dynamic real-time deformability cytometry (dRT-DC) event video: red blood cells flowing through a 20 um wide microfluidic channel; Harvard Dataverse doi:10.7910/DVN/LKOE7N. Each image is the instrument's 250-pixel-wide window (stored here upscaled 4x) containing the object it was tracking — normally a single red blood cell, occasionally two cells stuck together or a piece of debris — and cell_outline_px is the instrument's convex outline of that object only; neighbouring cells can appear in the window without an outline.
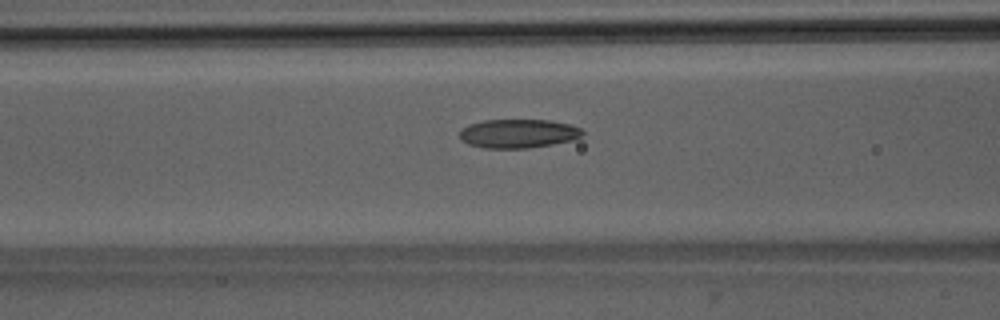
{"species": "Egyptian fruit bat (a non-hibernating species)", "species_latin": "Rousettus aegyptiacus", "temperature_condition": "room temperature", "stored_images_in_passage": 52, "camera_frame_rate_fps": 3000, "um_per_image_px": 0.085, "animal": {"sex": "male"}, "frame": {"image": 1, "passage_image": 22, "time_ms": 7.0, "image_size_px": [1000, 320], "cell_outline_px": [[584, 132], [580, 136], [572, 140], [552, 144], [528, 148], [484, 148], [468, 144], [460, 136], [460, 128], [468, 124], [484, 120], [548, 120], [568, 124], [580, 128]], "centroid_in_image_um": [44.02, 11.35], "position_along_channel_um": 122.6, "area_um2": 20.52}}
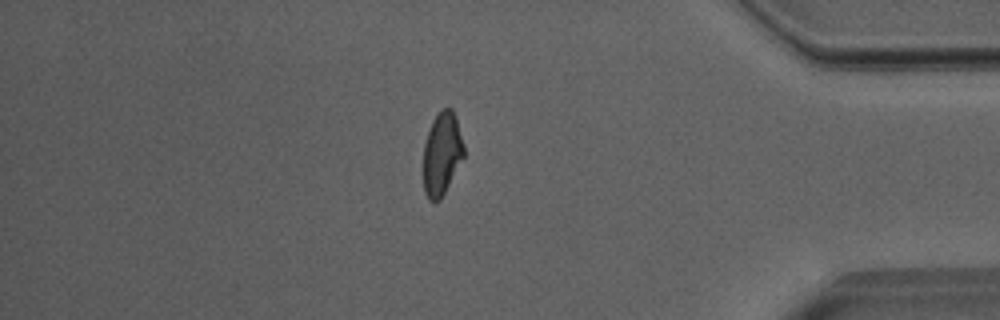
{"frame": {"image": 2, "passage_image": 45, "time_ms": 14.667, "image_size_px": [1000, 320], "cell_outline_px": [[464, 156], [440, 200], [428, 200], [424, 192], [424, 144], [432, 120], [440, 108], [452, 108], [456, 116], [464, 144]], "centroid_in_image_um": [37.57, 13.02], "position_along_channel_um": 397.6, "area_um2": 19.54}}
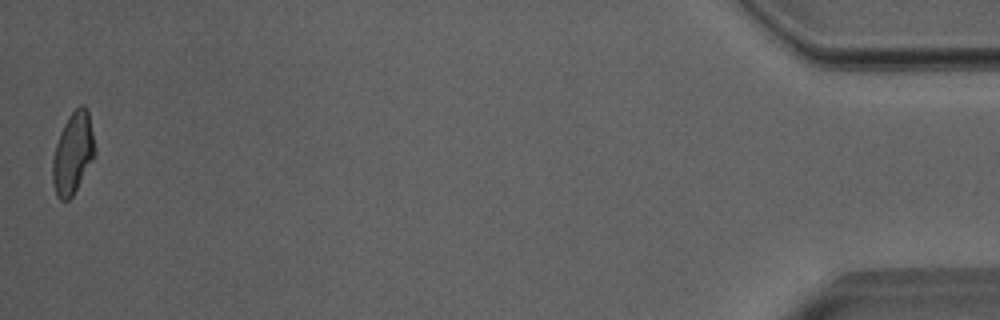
{"frame": {"image": 3, "passage_image": 52, "time_ms": 17.0, "image_size_px": [1000, 320], "cell_outline_px": [[96, 152], [92, 160], [72, 196], [68, 200], [60, 200], [56, 196], [52, 180], [52, 160], [56, 144], [60, 132], [68, 116], [80, 104], [84, 104], [88, 112], [96, 148]], "centroid_in_image_um": [6.19, 13.01], "position_along_channel_um": 429.0, "area_um2": 19.94}, "authors_computed_cell_mechanics": {"area_um2": 20.4612, "velocity_mm_per_s": 4.0021, "shape_relaxation_time_tau1_ms": 7.674, "shape_relaxation_time_tau2_ms": 2.326, "deformation_change_tau1": 0.1913, "deformation_change_tau2": 0.0883}}